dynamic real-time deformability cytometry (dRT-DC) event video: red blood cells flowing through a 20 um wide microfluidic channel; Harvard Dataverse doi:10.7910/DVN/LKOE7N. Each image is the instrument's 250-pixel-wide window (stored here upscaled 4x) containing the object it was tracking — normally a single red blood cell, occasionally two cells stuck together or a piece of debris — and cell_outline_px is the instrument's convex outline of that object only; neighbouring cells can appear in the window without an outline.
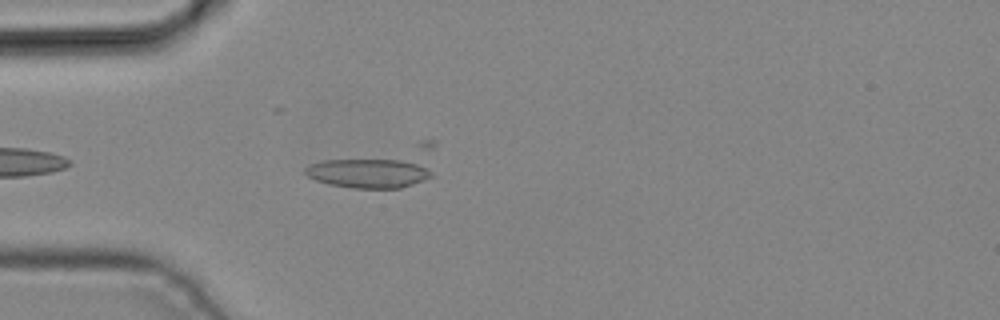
{"species": "common noctule bat (a hibernating species)", "species_latin": "Nyctalus noctula", "temperature_condition": "cold", "stored_images_in_passage": 1, "camera_frame_rate_fps": 3000, "um_per_image_px": 0.085, "animal": {"sex": "male", "body_mass_g": 19.2, "forearm_length_mm": 51.8}, "frame": {"image": 1, "passage_image": 1, "time_ms": 0.0, "image_size_px": [1000, 320], "cell_outline_px": [[432, 176], [424, 180], [400, 188], [352, 188], [328, 184], [316, 180], [308, 176], [304, 172], [304, 168], [308, 164], [324, 160], [400, 160], [416, 164], [428, 168], [432, 172]], "centroid_in_image_um": [31.25, 14.73], "position_along_channel_um": 53.8, "area_um2": 21.33}}